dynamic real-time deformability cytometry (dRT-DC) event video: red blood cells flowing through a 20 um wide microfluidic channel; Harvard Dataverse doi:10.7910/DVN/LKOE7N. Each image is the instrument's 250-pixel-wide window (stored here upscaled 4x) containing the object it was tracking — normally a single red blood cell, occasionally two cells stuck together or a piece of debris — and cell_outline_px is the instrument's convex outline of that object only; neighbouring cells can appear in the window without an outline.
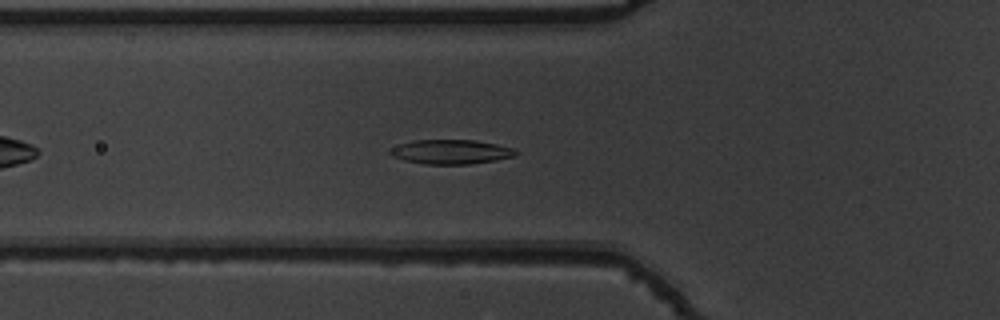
{"species": "common noctule bat (a hibernating species)", "species_latin": "Nyctalus noctula", "temperature_condition": "warm", "stored_images_in_passage": 41, "camera_frame_rate_fps": 3000, "um_per_image_px": 0.085, "animal": {"sex": "male", "body_mass_g": 19.5, "forearm_length_mm": 54.6}, "frame": {"image": 1, "passage_image": 7, "time_ms": 2.0, "image_size_px": [1000, 320], "cell_outline_px": [[520, 152], [516, 156], [496, 160], [468, 164], [424, 164], [404, 160], [392, 156], [388, 152], [392, 148], [400, 144], [416, 140], [476, 140], [496, 144], [512, 148]], "centroid_in_image_um": [38.36, 12.91], "position_along_channel_um": 87.4, "area_um2": 17.8}}
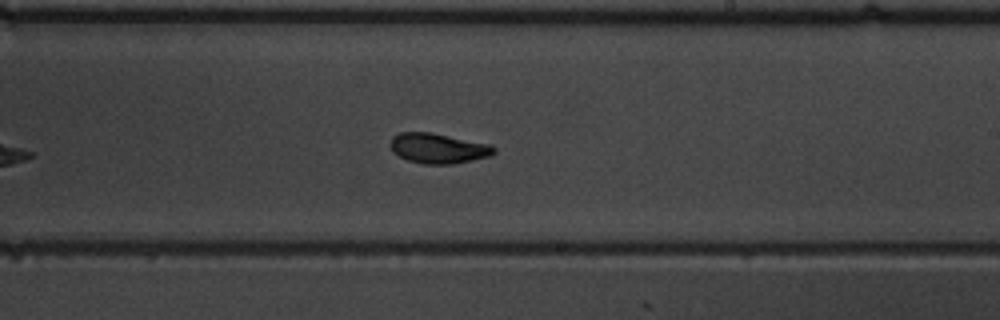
{"frame": {"image": 2, "passage_image": 20, "time_ms": 6.333, "image_size_px": [1000, 320], "cell_outline_px": [[496, 152], [488, 156], [472, 160], [452, 164], [424, 164], [408, 160], [392, 152], [388, 144], [392, 136], [400, 132], [432, 132], [492, 144], [496, 148]], "centroid_in_image_um": [37.23, 12.59], "position_along_channel_um": 251.8, "area_um2": 18.44}}
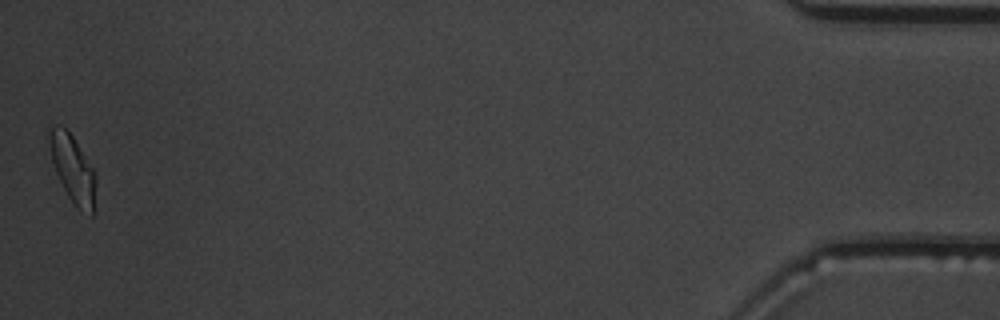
{"frame": {"image": 3, "passage_image": 41, "time_ms": 13.333, "image_size_px": [1000, 320], "cell_outline_px": [[96, 184], [92, 216], [80, 212], [76, 208], [68, 196], [56, 172], [44, 136], [44, 132], [56, 124], [64, 128], [72, 136], [96, 172]], "centroid_in_image_um": [6.14, 14.32], "position_along_channel_um": 429.1, "area_um2": 18.67}, "authors_computed_cell_mechanics": {"area_um2": 17.918, "velocity_mm_per_s": 3.8, "shape_relaxation_time_tau1_ms": 3.9753, "shape_relaxation_time_tau2_ms": 2.5352, "deformation_change_tau1": 0.1638, "deformation_change_tau2": 0.0748}}